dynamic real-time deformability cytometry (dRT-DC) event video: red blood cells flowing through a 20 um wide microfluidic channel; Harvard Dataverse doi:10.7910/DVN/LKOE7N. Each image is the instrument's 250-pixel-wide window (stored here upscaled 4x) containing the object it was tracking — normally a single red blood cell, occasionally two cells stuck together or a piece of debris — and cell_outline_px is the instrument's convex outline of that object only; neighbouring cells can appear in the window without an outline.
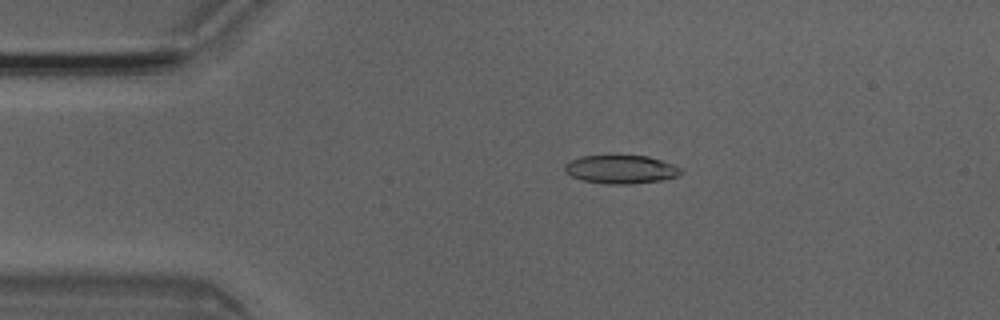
{"species": "Egyptian fruit bat (a non-hibernating species)", "species_latin": "Rousettus aegyptiacus", "temperature_condition": "room temperature", "stored_images_in_passage": 4, "camera_frame_rate_fps": 3000, "um_per_image_px": 0.085, "animal": {"sex": "male"}, "frame": {"image": 1, "passage_image": 3, "time_ms": 0.667, "image_size_px": [1000, 320], "cell_outline_px": [[684, 172], [680, 176], [664, 180], [632, 184], [608, 184], [584, 180], [572, 176], [564, 172], [564, 164], [580, 156], [608, 152], [648, 156], [676, 164], [684, 168]], "centroid_in_image_um": [52.83, 14.34], "position_along_channel_um": 32.2, "area_um2": 20.52}}